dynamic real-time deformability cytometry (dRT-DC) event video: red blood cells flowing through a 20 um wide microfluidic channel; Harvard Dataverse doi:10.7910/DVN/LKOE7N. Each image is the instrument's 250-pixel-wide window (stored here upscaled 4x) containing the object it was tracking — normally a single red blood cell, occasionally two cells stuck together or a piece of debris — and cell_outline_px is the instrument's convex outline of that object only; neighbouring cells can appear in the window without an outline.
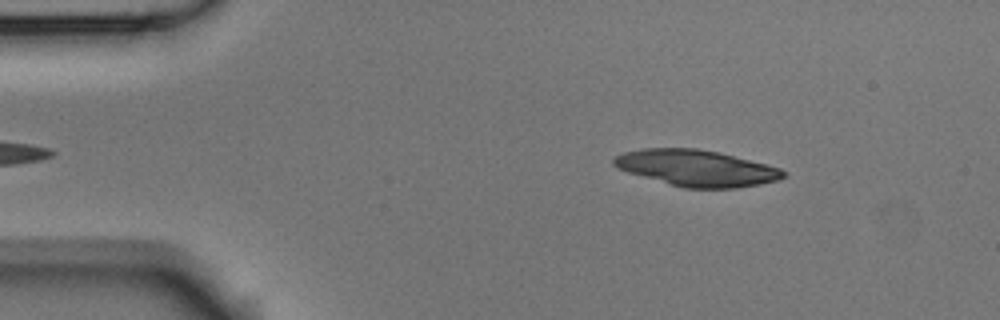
{"species": "Egyptian fruit bat (a non-hibernating species)", "species_latin": "Rousettus aegyptiacus", "temperature_condition": "room temperature", "stored_images_in_passage": 3, "camera_frame_rate_fps": 3000, "um_per_image_px": 0.085, "animal": {"sex": "male"}, "frame": {"image": 1, "passage_image": 1, "time_ms": 0.0, "image_size_px": [1000, 320], "cell_outline_px": [[788, 176], [780, 180], [760, 184], [736, 188], [684, 188], [628, 172], [612, 164], [612, 160], [616, 156], [624, 152], [644, 148], [696, 148], [716, 152], [768, 164], [780, 168], [788, 172]], "centroid_in_image_um": [59.26, 14.29], "position_along_channel_um": 25.7, "area_um2": 35.72}}